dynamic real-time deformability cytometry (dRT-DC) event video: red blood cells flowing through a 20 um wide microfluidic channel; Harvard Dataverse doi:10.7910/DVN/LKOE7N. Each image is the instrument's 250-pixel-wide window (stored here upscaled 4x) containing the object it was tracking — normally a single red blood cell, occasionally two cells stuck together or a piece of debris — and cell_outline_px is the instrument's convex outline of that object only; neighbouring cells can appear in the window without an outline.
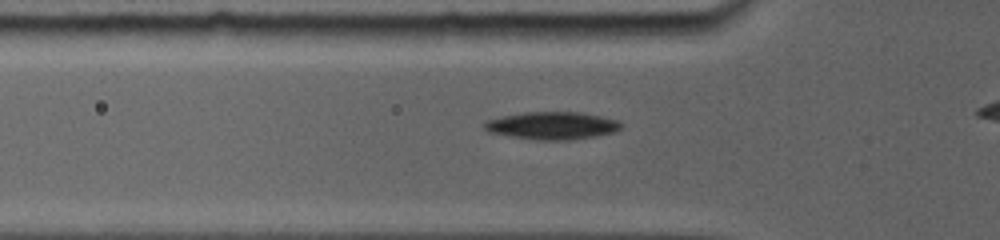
{"species": "common noctule bat (a hibernating species)", "species_latin": "Nyctalus noctula", "temperature_condition": "room temperature", "stored_images_in_passage": 33, "camera_frame_rate_fps": 5000, "um_per_image_px": 0.085, "animal": {"sex": "female", "body_mass_g": 19.0, "forearm_length_mm": 56.7}, "frame": {"image": 1, "passage_image": 6, "time_ms": 2.8, "image_size_px": [1000, 240], "cell_outline_px": [[620, 128], [612, 132], [592, 136], [560, 140], [548, 140], [516, 136], [492, 132], [484, 128], [484, 124], [488, 120], [504, 116], [524, 112], [580, 112], [600, 116], [616, 120], [620, 124]], "centroid_in_image_um": [46.94, 10.65], "position_along_channel_um": 78.9, "area_um2": 20.98}}
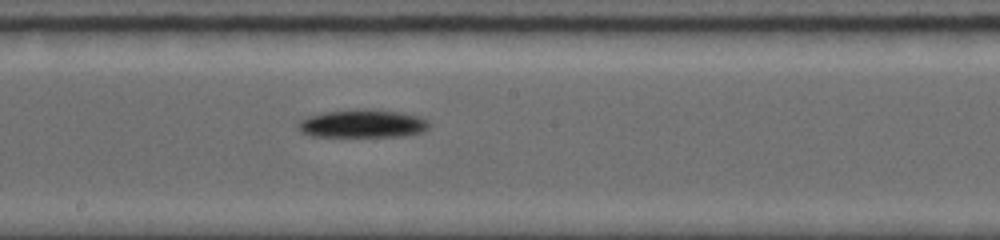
{"frame": {"image": 2, "passage_image": 16, "time_ms": 6.6, "image_size_px": [1000, 240], "cell_outline_px": [[428, 128], [420, 132], [396, 136], [312, 136], [304, 132], [300, 128], [300, 120], [308, 116], [324, 112], [368, 108], [400, 112], [416, 116], [428, 120]], "centroid_in_image_um": [30.82, 10.49], "position_along_channel_um": 217.4, "area_um2": 20.98}}
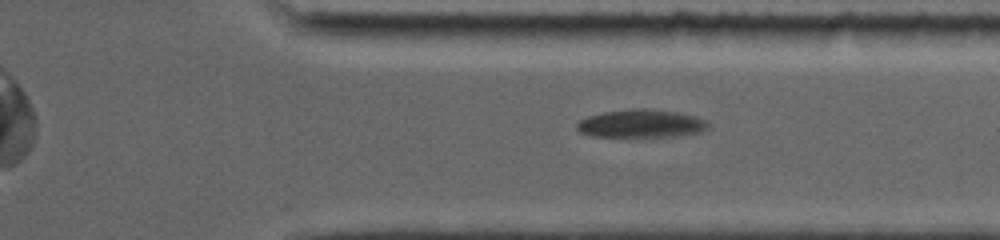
{"frame": {"image": 3, "passage_image": 28, "time_ms": 10.4, "image_size_px": [1000, 240], "cell_outline_px": [[708, 128], [700, 132], [684, 136], [596, 136], [580, 132], [576, 128], [576, 124], [580, 120], [588, 116], [604, 112], [632, 108], [644, 108], [680, 112], [696, 116], [704, 120], [708, 124]], "centroid_in_image_um": [54.52, 10.49], "position_along_channel_um": 356.9, "area_um2": 21.44}}